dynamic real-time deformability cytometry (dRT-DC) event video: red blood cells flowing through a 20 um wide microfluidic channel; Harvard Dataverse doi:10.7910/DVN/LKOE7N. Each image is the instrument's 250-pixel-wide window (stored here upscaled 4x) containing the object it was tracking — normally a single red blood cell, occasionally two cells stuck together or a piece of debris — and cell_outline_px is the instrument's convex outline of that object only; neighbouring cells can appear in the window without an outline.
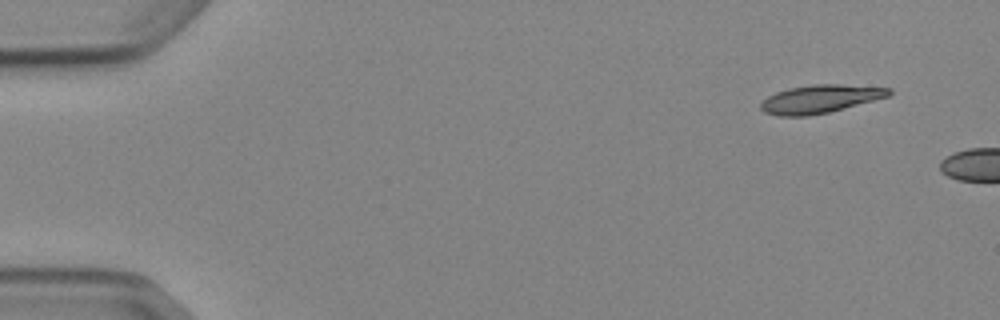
{"species": "Egyptian fruit bat (a non-hibernating species)", "species_latin": "Rousettus aegyptiacus", "temperature_condition": "cold", "stored_images_in_passage": 2, "camera_frame_rate_fps": 3000, "um_per_image_px": 0.085, "animal": {"sex": "female"}, "frame": {"image": 1, "passage_image": 1, "time_ms": 0.0, "image_size_px": [1000, 320], "cell_outline_px": [[892, 92], [888, 96], [844, 108], [828, 112], [808, 116], [780, 116], [764, 112], [760, 108], [760, 104], [768, 96], [776, 92], [788, 88], [812, 84], [840, 84], [892, 88]], "centroid_in_image_um": [69.69, 8.4], "position_along_channel_um": 15.3, "area_um2": 20.92}}